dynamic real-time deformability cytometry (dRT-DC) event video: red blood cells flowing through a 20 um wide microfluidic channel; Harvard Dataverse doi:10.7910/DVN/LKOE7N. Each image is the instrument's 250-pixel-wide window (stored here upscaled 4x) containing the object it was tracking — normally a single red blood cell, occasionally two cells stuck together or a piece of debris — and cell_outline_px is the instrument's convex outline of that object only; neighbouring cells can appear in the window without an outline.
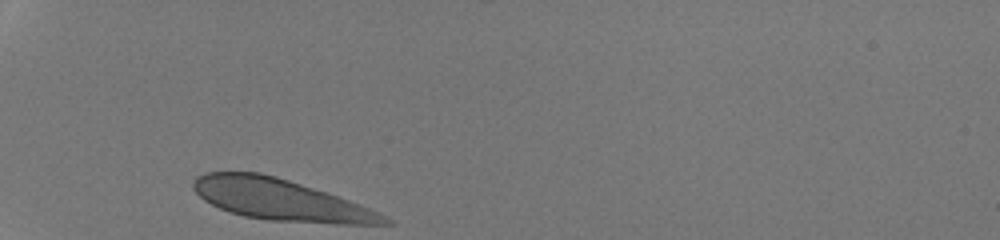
{"species": "human", "species_latin": "Homo sapiens", "temperature_condition": "room temperature", "stored_images_in_passage": 27, "camera_frame_rate_fps": 3000, "um_per_image_px": 0.085, "donor": {"sex": "male"}, "frame": {"image": 1, "passage_image": 1, "time_ms": 0.0, "image_size_px": [1000, 240], "cell_outline_px": [[396, 224], [336, 224], [268, 220], [244, 216], [220, 208], [204, 200], [192, 188], [192, 180], [196, 176], [204, 172], [260, 172], [276, 176], [328, 192], [380, 212], [396, 220]], "centroid_in_image_um": [23.89, 16.98], "position_along_channel_um": 61.1, "area_um2": 46.24}}
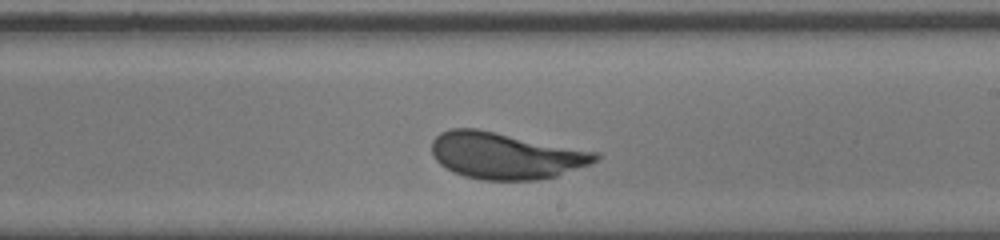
{"frame": {"image": 2, "passage_image": 16, "time_ms": 5.0, "image_size_px": [1000, 240], "cell_outline_px": [[600, 160], [592, 164], [556, 176], [536, 180], [484, 180], [464, 176], [452, 172], [440, 164], [432, 156], [432, 140], [440, 132], [448, 128], [476, 128], [600, 152]], "centroid_in_image_um": [43.0, 13.22], "position_along_channel_um": 246.0, "area_um2": 44.85}}
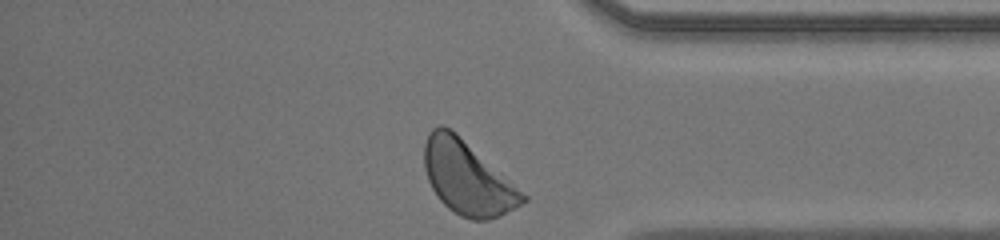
{"frame": {"image": 3, "passage_image": 27, "time_ms": 8.667, "image_size_px": [1000, 240], "cell_outline_px": [[528, 200], [488, 220], [472, 220], [460, 216], [448, 208], [436, 196], [428, 180], [424, 168], [424, 144], [428, 132], [432, 128], [440, 124], [456, 132], [528, 196]], "centroid_in_image_um": [39.69, 15.1], "position_along_channel_um": 395.5, "area_um2": 41.67}, "authors_computed_cell_mechanics": {"area_um2": 44.8528, "velocity_mm_per_s": 4.2081, "shape_relaxation_time_tau1_ms": 2.434, "shape_relaxation_time_tau2_ms": null, "deformation_change_tau1": 0.1481, "deformation_change_tau2": null}}